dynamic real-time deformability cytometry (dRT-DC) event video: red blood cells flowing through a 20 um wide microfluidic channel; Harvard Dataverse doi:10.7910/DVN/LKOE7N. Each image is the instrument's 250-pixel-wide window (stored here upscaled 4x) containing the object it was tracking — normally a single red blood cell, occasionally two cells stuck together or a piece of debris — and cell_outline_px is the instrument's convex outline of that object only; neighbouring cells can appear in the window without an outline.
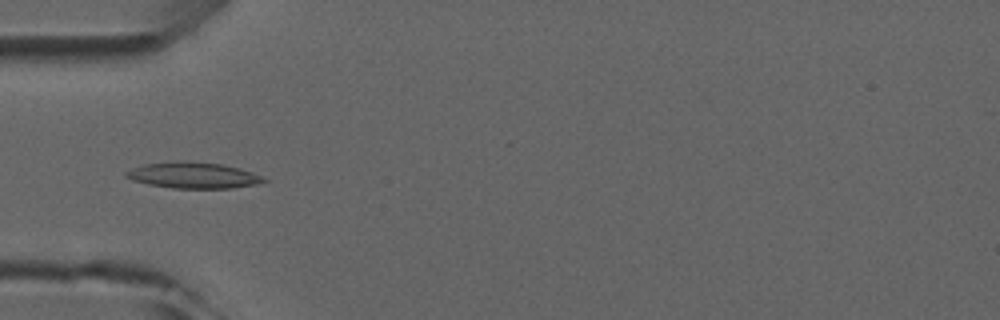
{"species": "common noctule bat (a hibernating species)", "species_latin": "Nyctalus noctula", "temperature_condition": "room temperature", "stored_images_in_passage": 6, "camera_frame_rate_fps": 3000, "um_per_image_px": 0.085, "animal": {"sex": "male", "forearm_length_mm": 52.5}, "frame": {"image": 1, "passage_image": 4, "time_ms": 4.333, "image_size_px": [1000, 320], "cell_outline_px": [[268, 180], [256, 184], [232, 188], [172, 188], [148, 184], [132, 180], [124, 176], [124, 172], [132, 168], [144, 164], [184, 160], [220, 164], [252, 172]], "centroid_in_image_um": [16.36, 14.9], "position_along_channel_um": 68.6, "area_um2": 20.75}}
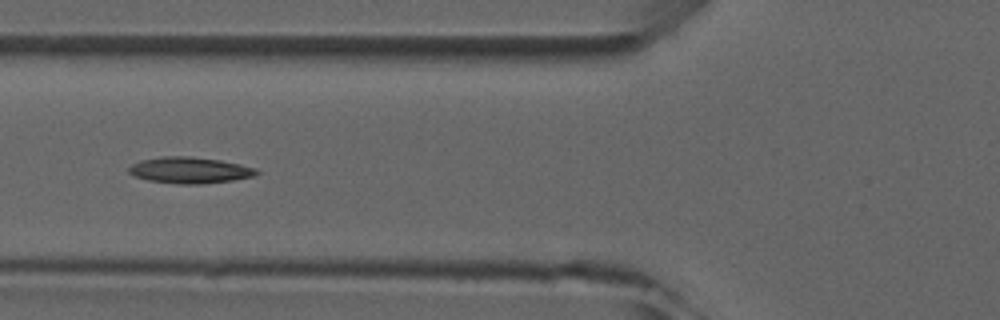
{"frame": {"image": 2, "passage_image": 5, "time_ms": 5.333, "image_size_px": [1000, 320], "cell_outline_px": [[260, 172], [256, 176], [232, 180], [200, 184], [180, 184], [148, 180], [136, 176], [128, 172], [128, 168], [132, 164], [140, 160], [164, 156], [192, 156], [220, 160], [240, 164], [256, 168]], "centroid_in_image_um": [16.15, 14.46], "position_along_channel_um": 109.6, "area_um2": 19.54}}
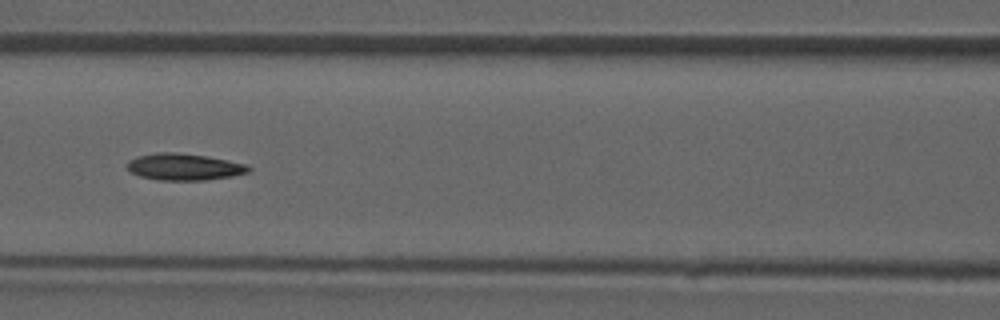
{"frame": {"image": 3, "passage_image": 6, "time_ms": 6.333, "image_size_px": [1000, 320], "cell_outline_px": [[252, 168], [248, 172], [232, 176], [204, 180], [160, 180], [140, 176], [132, 172], [128, 168], [128, 160], [136, 156], [156, 152], [176, 152], [208, 156], [248, 164]], "centroid_in_image_um": [15.67, 14.17], "position_along_channel_um": 150.9, "area_um2": 18.96}}